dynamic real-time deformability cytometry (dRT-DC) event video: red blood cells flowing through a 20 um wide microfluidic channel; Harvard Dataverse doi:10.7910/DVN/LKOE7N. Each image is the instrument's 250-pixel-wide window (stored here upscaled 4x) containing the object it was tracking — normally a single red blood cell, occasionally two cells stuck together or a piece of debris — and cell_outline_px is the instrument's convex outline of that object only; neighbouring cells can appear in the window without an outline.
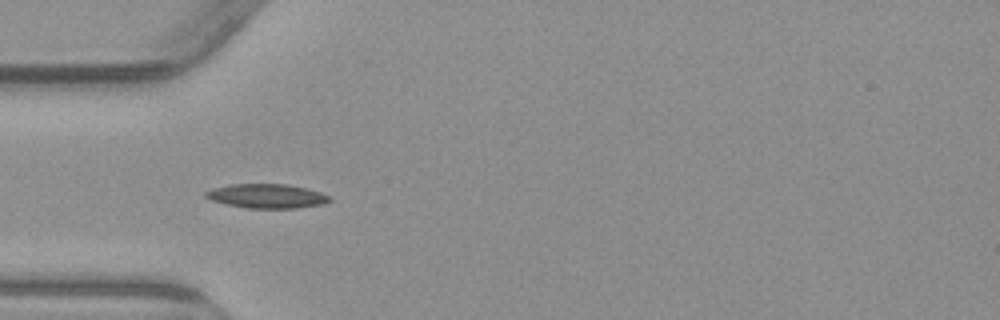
{"species": "common noctule bat (a hibernating species)", "species_latin": "Nyctalus noctula", "temperature_condition": "warm", "stored_images_in_passage": 1, "camera_frame_rate_fps": 3000, "um_per_image_px": 0.085, "animal": {"sex": "male", "body_mass_g": 23.1, "forearm_length_mm": 52.7}, "frame": {"image": 1, "passage_image": 1, "time_ms": 0.0, "image_size_px": [1000, 320], "cell_outline_px": [[332, 200], [320, 204], [296, 208], [248, 208], [228, 204], [212, 200], [204, 196], [204, 192], [212, 188], [232, 184], [288, 184], [308, 188], [332, 196]], "centroid_in_image_um": [22.7, 16.65], "position_along_channel_um": 62.3, "area_um2": 17.46}}